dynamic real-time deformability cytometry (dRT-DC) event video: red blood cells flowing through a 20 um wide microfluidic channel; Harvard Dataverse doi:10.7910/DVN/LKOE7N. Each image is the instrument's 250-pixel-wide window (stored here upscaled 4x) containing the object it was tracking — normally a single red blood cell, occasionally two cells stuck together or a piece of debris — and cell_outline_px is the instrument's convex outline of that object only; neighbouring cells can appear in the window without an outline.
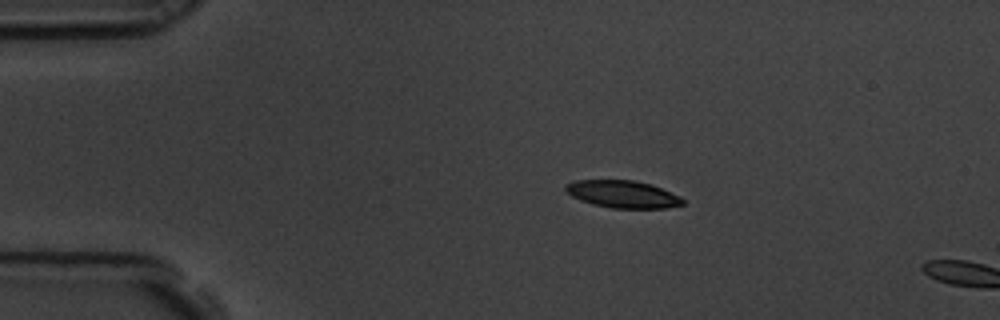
{"species": "common noctule bat (a hibernating species)", "species_latin": "Nyctalus noctula", "temperature_condition": "room temperature", "stored_images_in_passage": 3, "camera_frame_rate_fps": 3000, "um_per_image_px": 0.085, "animal": {"sex": "male", "body_mass_g": 19.5, "forearm_length_mm": 54.6}, "frame": {"image": 1, "passage_image": 2, "time_ms": 0.333, "image_size_px": [1000, 320], "cell_outline_px": [[684, 204], [668, 208], [612, 208], [592, 204], [580, 200], [572, 196], [564, 188], [564, 184], [576, 180], [632, 180], [652, 184], [680, 196], [684, 200]], "centroid_in_image_um": [52.94, 16.5], "position_along_channel_um": 32.1, "area_um2": 18.73}}